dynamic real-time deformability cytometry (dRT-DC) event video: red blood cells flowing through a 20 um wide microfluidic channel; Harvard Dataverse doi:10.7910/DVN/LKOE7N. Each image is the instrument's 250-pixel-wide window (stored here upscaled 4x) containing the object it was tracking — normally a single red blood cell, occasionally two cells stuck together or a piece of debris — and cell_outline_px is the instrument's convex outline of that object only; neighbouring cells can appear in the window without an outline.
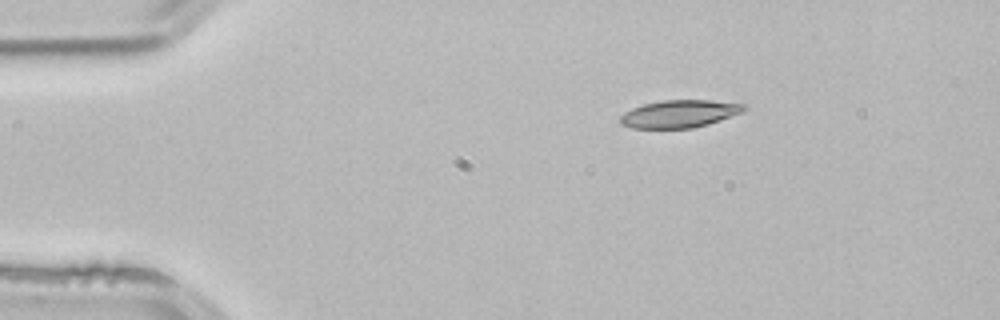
{"species": "common noctule bat (a hibernating species)", "species_latin": "Nyctalus noctula", "temperature_condition": "room temperature", "stored_images_in_passage": 2, "camera_frame_rate_fps": 3000, "um_per_image_px": 0.085, "animal": {"sex": "male", "body_mass_g": 21.5, "forearm_length_mm": 52.0}, "frame": {"image": 1, "passage_image": 1, "time_ms": 0.0, "image_size_px": [1000, 320], "cell_outline_px": [[748, 108], [740, 112], [708, 124], [692, 128], [632, 128], [620, 124], [620, 116], [624, 112], [632, 108], [644, 104], [664, 100], [708, 100], [748, 104]], "centroid_in_image_um": [57.74, 9.67], "position_along_channel_um": 27.3, "area_um2": 19.77}}